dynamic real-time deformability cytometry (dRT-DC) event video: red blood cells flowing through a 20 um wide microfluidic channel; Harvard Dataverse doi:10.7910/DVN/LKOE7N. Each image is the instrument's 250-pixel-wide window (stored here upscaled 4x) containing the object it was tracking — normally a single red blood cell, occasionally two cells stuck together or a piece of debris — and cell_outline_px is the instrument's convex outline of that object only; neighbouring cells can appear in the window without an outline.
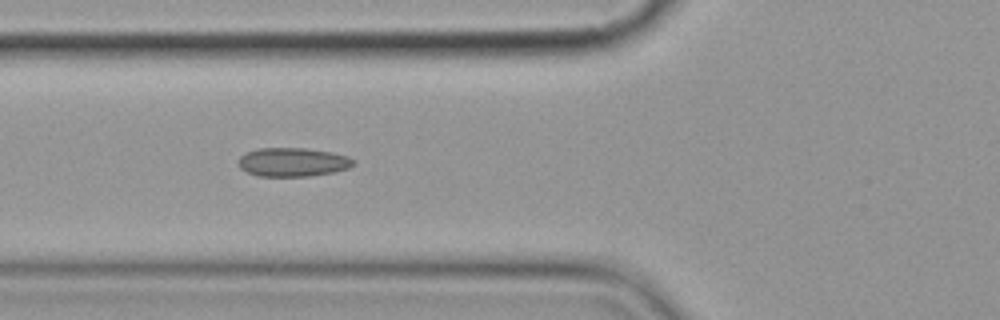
{"species": "common noctule bat (a hibernating species)", "species_latin": "Nyctalus noctula", "temperature_condition": "cold", "stored_images_in_passage": 6, "camera_frame_rate_fps": 3000, "um_per_image_px": 0.085, "animal": {"sex": "female", "body_mass_g": 19.9}, "frame": {"image": 1, "passage_image": 3, "time_ms": 2.333, "image_size_px": [1000, 320], "cell_outline_px": [[356, 164], [348, 168], [332, 172], [308, 176], [256, 176], [240, 168], [240, 156], [248, 152], [260, 148], [308, 148], [332, 152], [348, 156], [356, 160]], "centroid_in_image_um": [24.94, 13.77], "position_along_channel_um": 100.9, "area_um2": 19.25}}
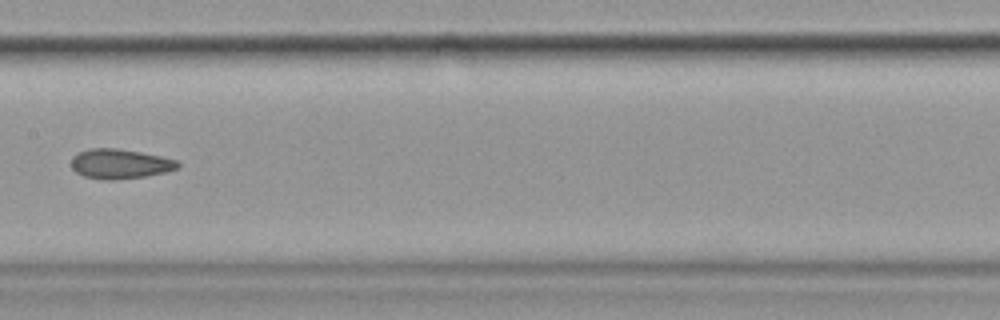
{"frame": {"image": 2, "passage_image": 5, "time_ms": 5.0, "image_size_px": [1000, 320], "cell_outline_px": [[180, 164], [176, 168], [164, 172], [144, 176], [112, 180], [100, 180], [84, 176], [76, 172], [72, 168], [72, 156], [76, 152], [88, 148], [116, 148], [140, 152], [160, 156], [176, 160]], "centroid_in_image_um": [10.13, 13.92], "position_along_channel_um": 197.3, "area_um2": 18.38}}
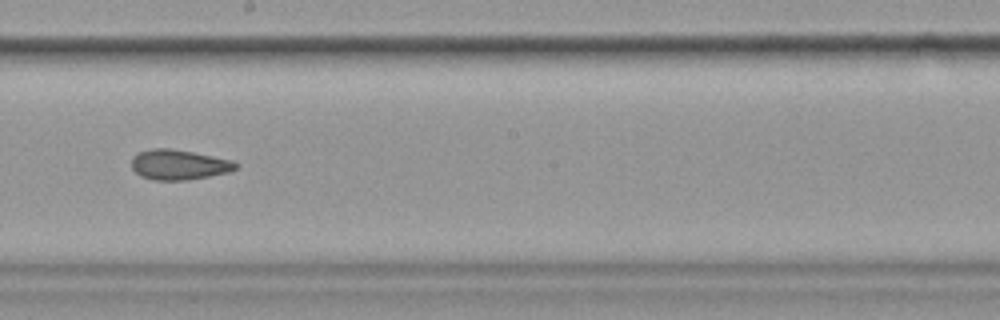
{"frame": {"image": 3, "passage_image": 6, "time_ms": 6.0, "image_size_px": [1000, 320], "cell_outline_px": [[236, 168], [228, 172], [208, 176], [184, 180], [152, 180], [140, 176], [132, 168], [132, 156], [136, 152], [152, 148], [172, 148], [232, 160], [236, 164]], "centroid_in_image_um": [15.13, 13.99], "position_along_channel_um": 233.1, "area_um2": 18.21}}